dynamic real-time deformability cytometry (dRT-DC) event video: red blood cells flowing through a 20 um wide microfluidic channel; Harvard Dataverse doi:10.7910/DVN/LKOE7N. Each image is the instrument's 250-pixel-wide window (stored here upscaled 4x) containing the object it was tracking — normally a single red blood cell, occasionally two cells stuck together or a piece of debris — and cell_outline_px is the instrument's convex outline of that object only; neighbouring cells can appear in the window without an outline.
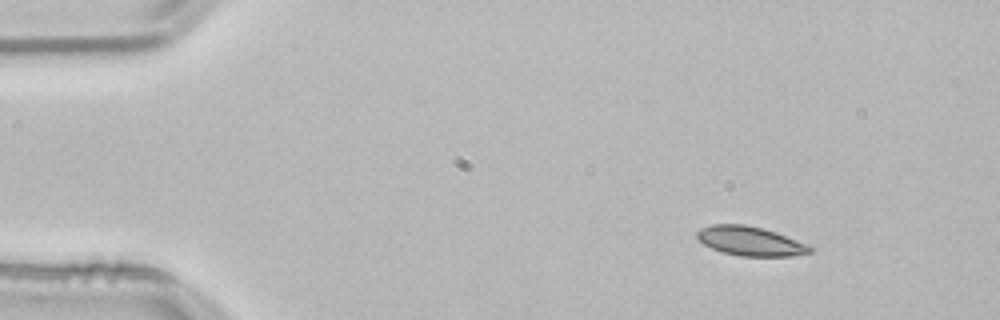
{"species": "common noctule bat (a hibernating species)", "species_latin": "Nyctalus noctula", "temperature_condition": "room temperature", "stored_images_in_passage": 3, "camera_frame_rate_fps": 3000, "um_per_image_px": 0.085, "animal": {"sex": "male", "body_mass_g": 21.5, "forearm_length_mm": 52.0}, "frame": {"image": 1, "passage_image": 1, "time_ms": 0.0, "image_size_px": [1000, 320], "cell_outline_px": [[812, 252], [792, 256], [740, 256], [724, 252], [712, 248], [704, 244], [696, 236], [696, 232], [700, 228], [712, 224], [744, 224], [764, 228], [776, 232], [808, 244], [812, 248]], "centroid_in_image_um": [63.78, 20.48], "position_along_channel_um": 21.2, "area_um2": 19.25}}